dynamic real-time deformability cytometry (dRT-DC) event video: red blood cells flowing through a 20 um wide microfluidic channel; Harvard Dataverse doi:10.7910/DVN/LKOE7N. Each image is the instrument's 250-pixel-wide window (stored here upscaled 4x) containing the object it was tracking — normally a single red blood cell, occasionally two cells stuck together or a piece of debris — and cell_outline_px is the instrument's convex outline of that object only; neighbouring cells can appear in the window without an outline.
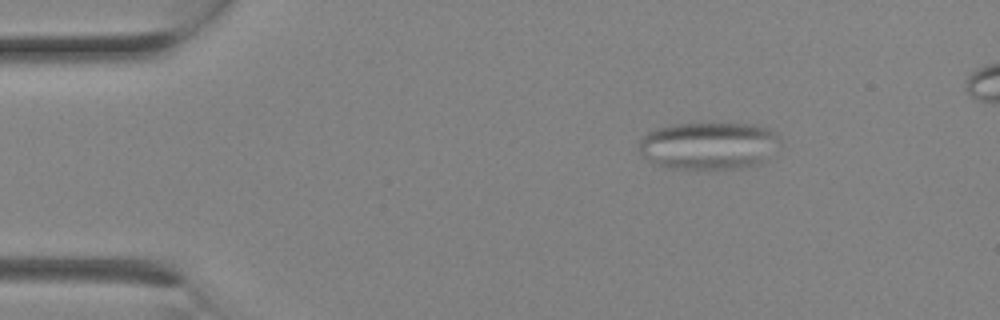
{"species": "Egyptian fruit bat (a non-hibernating species)", "species_latin": "Rousettus aegyptiacus", "temperature_condition": "room temperature", "stored_images_in_passage": 3, "camera_frame_rate_fps": 3000, "um_per_image_px": 0.085, "animal": {"sex": "female"}, "frame": {"image": 1, "passage_image": 1, "time_ms": 0.0, "image_size_px": [1000, 320], "cell_outline_px": [[780, 140], [764, 160], [760, 164], [744, 168], [664, 168], [648, 160], [640, 152], [640, 140], [648, 132], [656, 128], [676, 124], [756, 124], [768, 128], [776, 132], [780, 136]], "centroid_in_image_um": [60.24, 12.38], "position_along_channel_um": 24.8, "area_um2": 38.73}}